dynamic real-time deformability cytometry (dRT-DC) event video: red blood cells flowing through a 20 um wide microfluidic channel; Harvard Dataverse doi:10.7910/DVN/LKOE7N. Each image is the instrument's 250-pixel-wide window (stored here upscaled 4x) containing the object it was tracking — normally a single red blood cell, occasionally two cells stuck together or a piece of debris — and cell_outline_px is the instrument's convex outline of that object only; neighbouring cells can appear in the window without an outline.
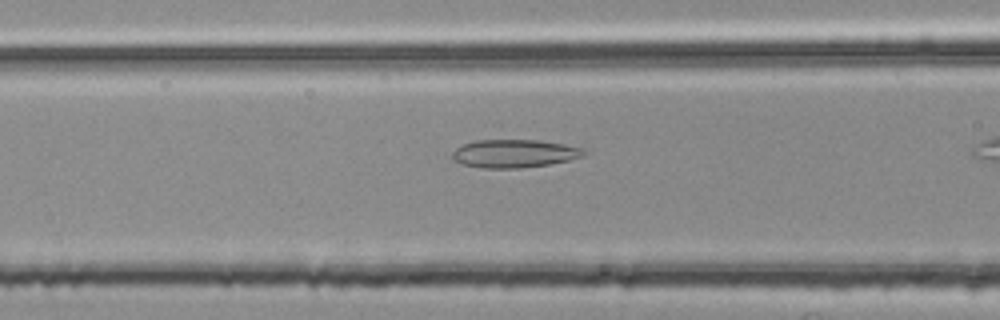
{"species": "common noctule bat (a hibernating species)", "species_latin": "Nyctalus noctula", "temperature_condition": "room temperature", "stored_images_in_passage": 33, "camera_frame_rate_fps": 3000, "um_per_image_px": 0.085, "animal": {"sex": "female", "body_mass_g": 25.1}, "frame": {"image": 1, "passage_image": 12, "time_ms": 3.667, "image_size_px": [1000, 320], "cell_outline_px": [[584, 152], [580, 156], [568, 160], [548, 164], [520, 168], [484, 168], [464, 164], [452, 160], [452, 152], [456, 148], [464, 144], [476, 140], [540, 140], [564, 144], [580, 148]], "centroid_in_image_um": [43.65, 13.04], "position_along_channel_um": 123.0, "area_um2": 21.21}}
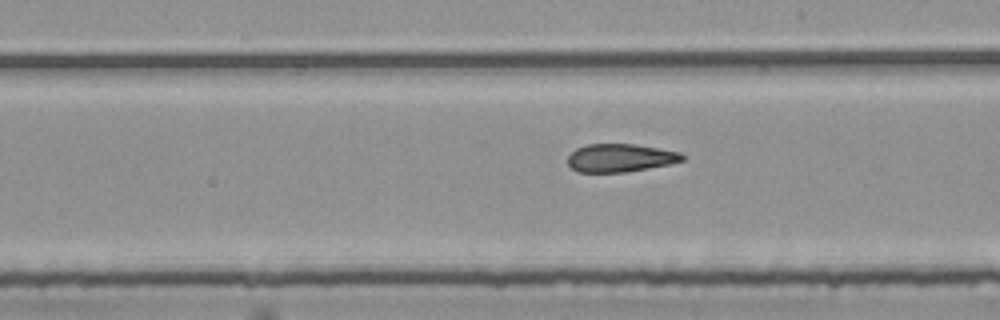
{"frame": {"image": 2, "passage_image": 21, "time_ms": 6.667, "image_size_px": [1000, 320], "cell_outline_px": [[684, 160], [672, 164], [624, 172], [576, 172], [568, 164], [568, 156], [576, 148], [588, 144], [632, 144], [680, 152], [684, 156]], "centroid_in_image_um": [52.71, 13.42], "position_along_channel_um": 236.3, "area_um2": 18.67}}
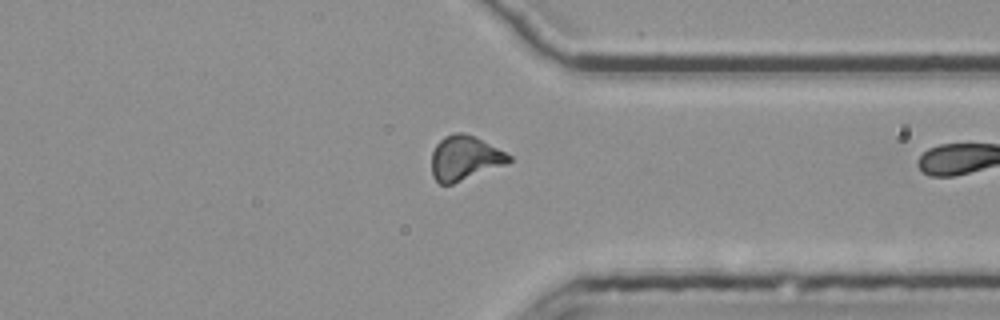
{"frame": {"image": 3, "passage_image": 32, "time_ms": 10.333, "image_size_px": [1000, 320], "cell_outline_px": [[512, 160], [504, 164], [452, 184], [440, 184], [432, 176], [432, 152], [436, 144], [444, 136], [452, 132], [464, 132], [512, 156]], "centroid_in_image_um": [39.44, 13.43], "position_along_channel_um": 372.0, "area_um2": 19.59}}